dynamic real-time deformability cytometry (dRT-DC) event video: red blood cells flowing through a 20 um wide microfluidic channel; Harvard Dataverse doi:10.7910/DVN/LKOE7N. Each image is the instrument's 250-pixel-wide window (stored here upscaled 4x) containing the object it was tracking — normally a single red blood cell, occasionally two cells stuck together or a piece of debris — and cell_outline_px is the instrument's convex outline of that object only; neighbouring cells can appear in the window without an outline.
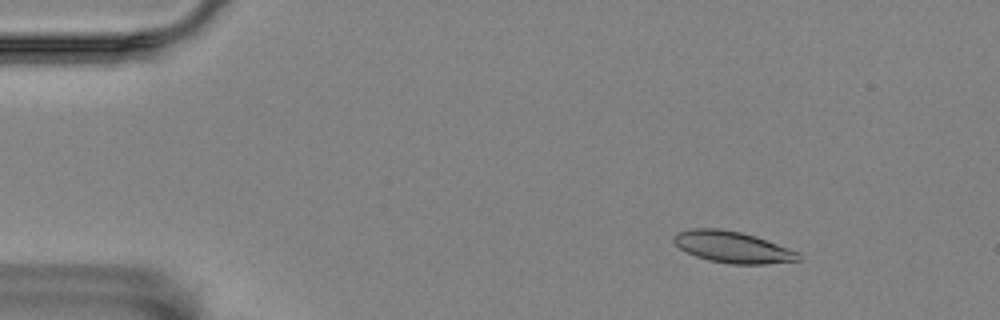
{"species": "Egyptian fruit bat (a non-hibernating species)", "species_latin": "Rousettus aegyptiacus", "temperature_condition": "room temperature", "stored_images_in_passage": 6, "camera_frame_rate_fps": 3000, "um_per_image_px": 0.085, "animal": {"sex": "female"}, "frame": {"image": 1, "passage_image": 3, "time_ms": 0.667, "image_size_px": [1000, 320], "cell_outline_px": [[800, 260], [764, 264], [732, 264], [708, 260], [696, 256], [680, 248], [672, 240], [672, 236], [676, 232], [692, 228], [720, 228], [740, 232], [756, 236], [800, 252]], "centroid_in_image_um": [62.26, 20.99], "position_along_channel_um": 22.7, "area_um2": 22.89}}